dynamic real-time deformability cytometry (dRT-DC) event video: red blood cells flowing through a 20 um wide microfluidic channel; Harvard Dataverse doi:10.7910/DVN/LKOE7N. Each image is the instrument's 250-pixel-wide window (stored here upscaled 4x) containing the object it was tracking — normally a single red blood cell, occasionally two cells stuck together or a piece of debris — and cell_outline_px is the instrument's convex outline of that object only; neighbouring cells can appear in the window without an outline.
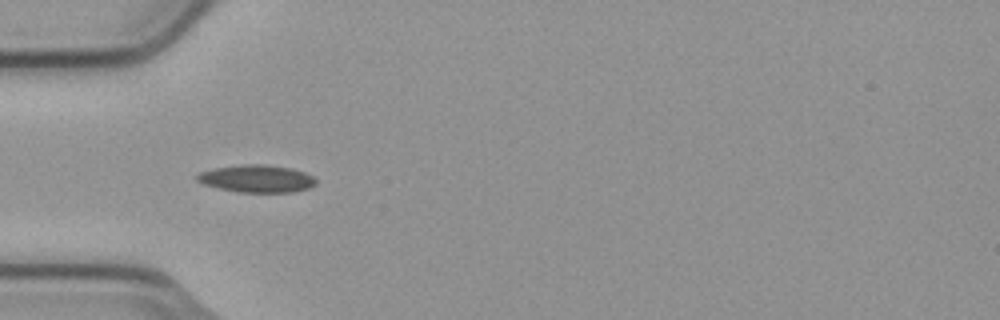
{"species": "common noctule bat (a hibernating species)", "species_latin": "Nyctalus noctula", "temperature_condition": "cold", "stored_images_in_passage": 6, "camera_frame_rate_fps": 3000, "um_per_image_px": 0.085, "animal": {"sex": "male", "body_mass_g": 23.1, "forearm_length_mm": 52.7}, "frame": {"image": 1, "passage_image": 2, "time_ms": 0.333, "image_size_px": [1000, 320], "cell_outline_px": [[316, 184], [308, 188], [292, 192], [240, 192], [220, 188], [204, 184], [196, 180], [196, 176], [200, 172], [216, 168], [244, 164], [264, 164], [292, 168], [304, 172], [312, 176], [316, 180]], "centroid_in_image_um": [21.84, 15.18], "position_along_channel_um": 63.2, "area_um2": 18.84}}
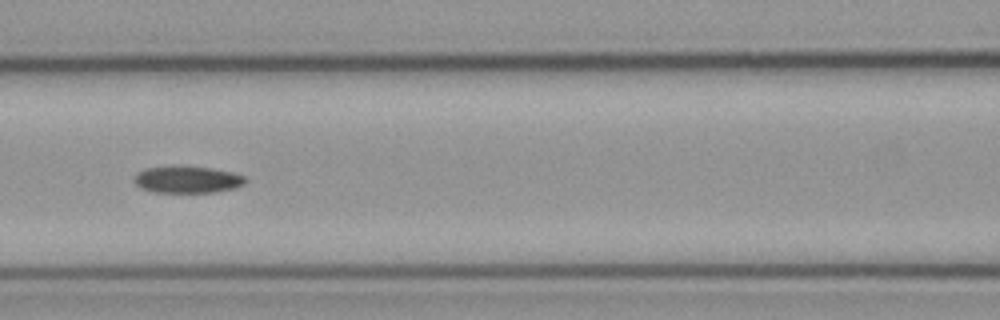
{"frame": {"image": 2, "passage_image": 4, "time_ms": 1.0, "image_size_px": [1000, 320], "cell_outline_px": [[248, 180], [244, 184], [236, 188], [216, 192], [152, 192], [140, 188], [132, 180], [132, 176], [136, 172], [144, 168], [176, 164], [180, 164], [212, 168], [232, 172], [244, 176]], "centroid_in_image_um": [15.87, 15.23], "position_along_channel_um": 150.7, "area_um2": 18.21}}
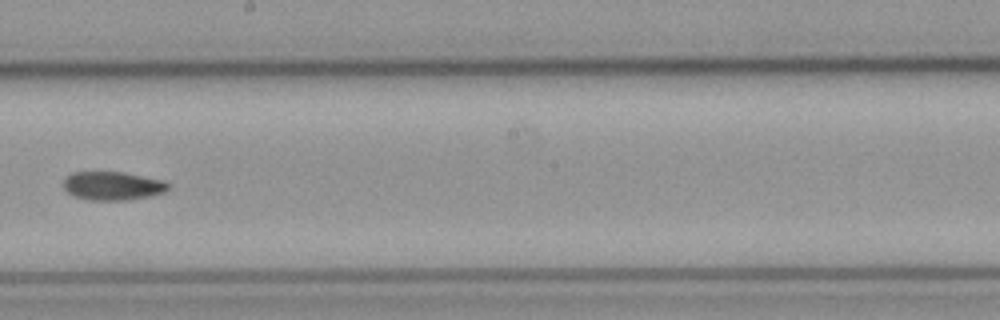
{"frame": {"image": 3, "passage_image": 6, "time_ms": 1.667, "image_size_px": [1000, 320], "cell_outline_px": [[168, 188], [164, 192], [152, 196], [128, 200], [88, 200], [76, 196], [68, 192], [64, 188], [64, 180], [72, 172], [120, 172], [160, 180], [168, 184]], "centroid_in_image_um": [9.55, 15.81], "position_along_channel_um": 238.6, "area_um2": 17.11}}